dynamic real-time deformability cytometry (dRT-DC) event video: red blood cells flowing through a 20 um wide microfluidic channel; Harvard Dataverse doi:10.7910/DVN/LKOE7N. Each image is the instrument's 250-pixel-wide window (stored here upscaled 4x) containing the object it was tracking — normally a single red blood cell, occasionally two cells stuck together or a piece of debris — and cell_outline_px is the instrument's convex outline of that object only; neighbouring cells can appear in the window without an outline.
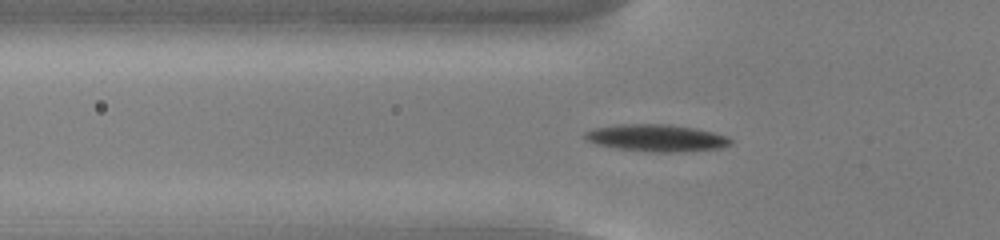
{"species": "common noctule bat (a hibernating species)", "species_latin": "Nyctalus noctula", "temperature_condition": "cold", "stored_images_in_passage": 43, "camera_frame_rate_fps": 3000, "um_per_image_px": 0.085, "animal": {"sex": "male", "body_mass_g": 13.0, "forearm_length_mm": 53.1}, "frame": {"image": 1, "passage_image": 7, "time_ms": 2.0, "image_size_px": [1000, 240], "cell_outline_px": [[732, 144], [724, 148], [672, 152], [656, 152], [616, 148], [596, 144], [588, 140], [584, 136], [584, 132], [596, 128], [620, 124], [668, 124], [696, 128], [728, 136], [732, 140]], "centroid_in_image_um": [55.85, 11.72], "position_along_channel_um": 70.0, "area_um2": 22.89}}
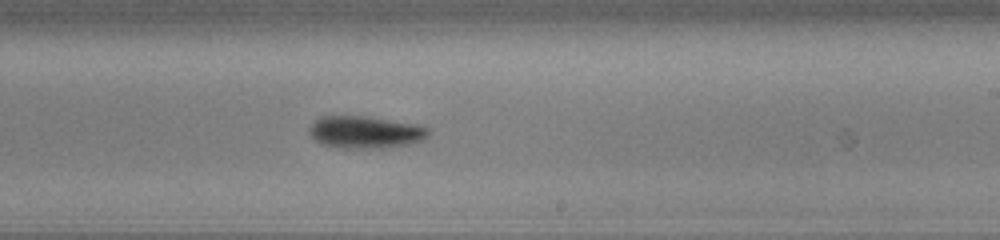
{"frame": {"image": 2, "passage_image": 22, "time_ms": 7.0, "image_size_px": [1000, 240], "cell_outline_px": [[428, 136], [424, 140], [408, 144], [380, 148], [344, 148], [320, 144], [312, 136], [308, 128], [320, 116], [368, 116], [420, 124], [428, 128]], "centroid_in_image_um": [31.08, 11.22], "position_along_channel_um": 257.9, "area_um2": 22.48}}
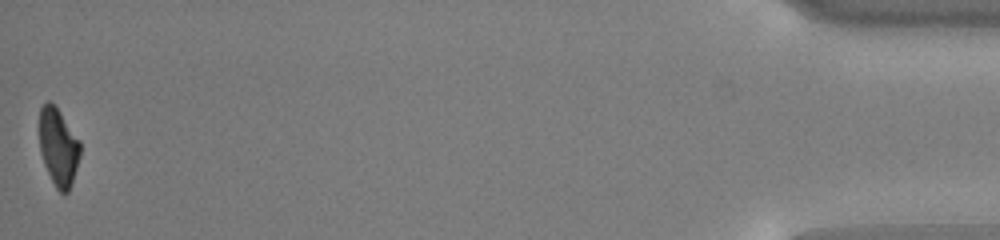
{"frame": {"image": 3, "passage_image": 43, "time_ms": 14.0, "image_size_px": [1000, 240], "cell_outline_px": [[80, 156], [68, 192], [64, 196], [56, 188], [44, 164], [40, 152], [40, 108], [48, 100], [60, 112], [80, 140]], "centroid_in_image_um": [4.97, 12.51], "position_along_channel_um": 430.2, "area_um2": 18.21}, "authors_computed_cell_mechanics": {"area_um2": 20.9236, "velocity_mm_per_s": 3.78, "shape_relaxation_time_tau1_ms": 2.384, "shape_relaxation_time_tau2_ms": null, "deformation_change_tau1": 0.1343, "deformation_change_tau2": null}}